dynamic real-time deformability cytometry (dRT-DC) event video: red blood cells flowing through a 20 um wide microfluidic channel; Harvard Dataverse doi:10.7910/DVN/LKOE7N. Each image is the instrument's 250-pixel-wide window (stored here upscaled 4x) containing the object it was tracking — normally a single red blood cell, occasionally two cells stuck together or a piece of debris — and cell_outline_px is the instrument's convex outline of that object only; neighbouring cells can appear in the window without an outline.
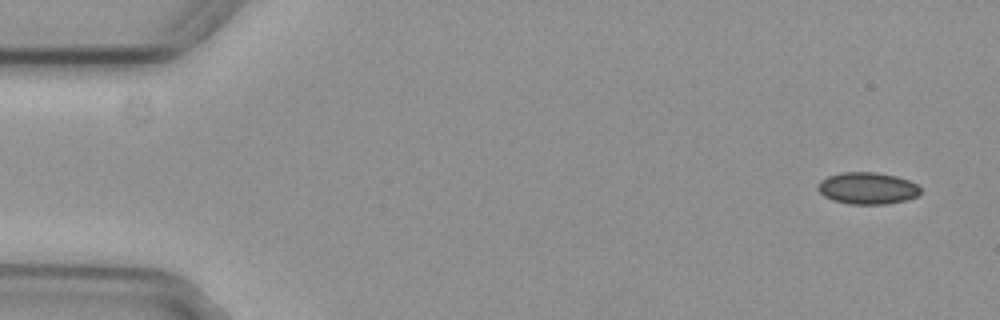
{"species": "common noctule bat (a hibernating species)", "species_latin": "Nyctalus noctula", "temperature_condition": "cold", "stored_images_in_passage": 2, "camera_frame_rate_fps": 3000, "um_per_image_px": 0.085, "animal": {"sex": "female", "body_mass_g": 29.2, "forearm_length_mm": 56.3}, "frame": {"image": 1, "passage_image": 1, "time_ms": 0.0, "image_size_px": [1000, 320], "cell_outline_px": [[920, 192], [916, 196], [908, 200], [888, 204], [848, 204], [832, 200], [824, 196], [816, 188], [820, 180], [828, 176], [844, 172], [876, 172], [896, 176], [908, 180], [916, 184], [920, 188]], "centroid_in_image_um": [73.72, 16.0], "position_along_channel_um": 11.3, "area_um2": 19.13}}